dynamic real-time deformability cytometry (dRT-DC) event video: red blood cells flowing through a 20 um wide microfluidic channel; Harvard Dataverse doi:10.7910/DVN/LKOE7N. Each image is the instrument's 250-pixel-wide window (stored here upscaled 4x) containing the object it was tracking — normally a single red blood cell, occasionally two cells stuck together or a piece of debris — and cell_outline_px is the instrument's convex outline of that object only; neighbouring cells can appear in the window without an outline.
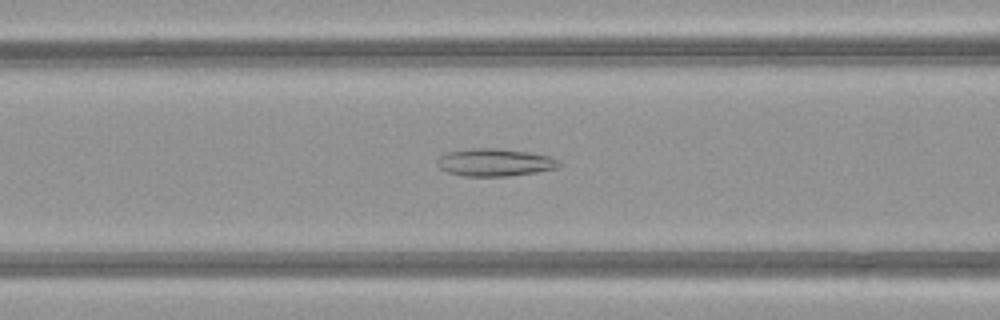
{"species": "common noctule bat (a hibernating species)", "species_latin": "Nyctalus noctula", "temperature_condition": "warm", "stored_images_in_passage": 51, "camera_frame_rate_fps": 3000, "um_per_image_px": 0.085, "animal": {"sex": "female", "body_mass_g": 21.9}, "frame": {"image": 1, "passage_image": 21, "time_ms": 6.667, "image_size_px": [1000, 320], "cell_outline_px": [[564, 164], [560, 168], [536, 172], [508, 176], [464, 176], [448, 172], [440, 168], [436, 164], [436, 160], [444, 152], [472, 148], [496, 148], [528, 152], [552, 156], [560, 160]], "centroid_in_image_um": [42.1, 13.8], "position_along_channel_um": 124.5, "area_um2": 19.94}}
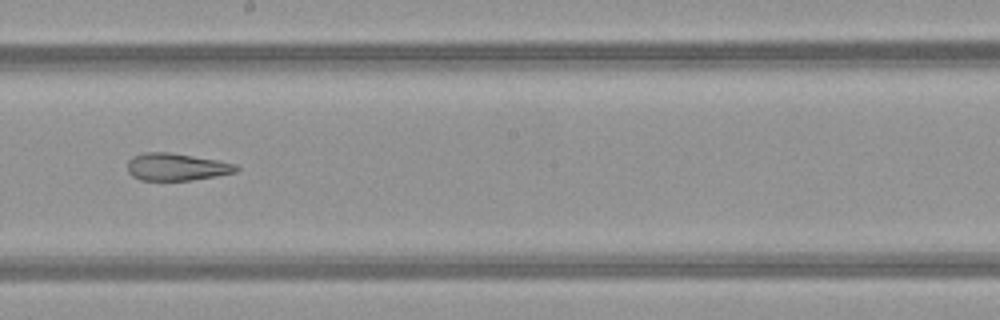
{"frame": {"image": 2, "passage_image": 29, "time_ms": 9.333, "image_size_px": [1000, 320], "cell_outline_px": [[240, 168], [236, 172], [216, 176], [192, 180], [140, 180], [132, 176], [128, 172], [128, 160], [132, 156], [144, 152], [168, 152], [216, 160], [236, 164]], "centroid_in_image_um": [14.98, 14.19], "position_along_channel_um": 233.2, "area_um2": 17.28}}
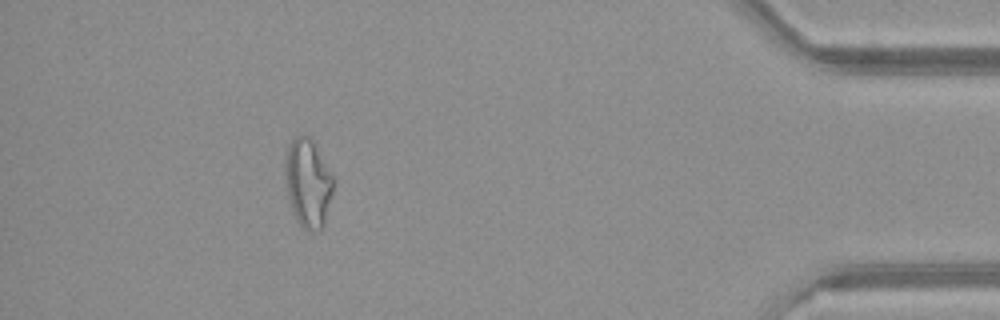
{"frame": {"image": 3, "passage_image": 46, "time_ms": 15.0, "image_size_px": [1000, 320], "cell_outline_px": [[336, 180], [324, 224], [316, 232], [304, 228], [296, 220], [288, 196], [284, 168], [284, 160], [288, 148], [292, 140], [296, 136], [308, 136], [316, 140]], "centroid_in_image_um": [26.22, 15.49], "position_along_channel_um": 409.0, "area_um2": 25.37}, "authors_computed_cell_mechanics": {"area_um2": 23.9292, "velocity_mm_per_s": 4.0678, "shape_relaxation_time_tau1_ms": null, "shape_relaxation_time_tau2_ms": 3.1564, "deformation_change_tau1": null, "deformation_change_tau2": 0.1303}}